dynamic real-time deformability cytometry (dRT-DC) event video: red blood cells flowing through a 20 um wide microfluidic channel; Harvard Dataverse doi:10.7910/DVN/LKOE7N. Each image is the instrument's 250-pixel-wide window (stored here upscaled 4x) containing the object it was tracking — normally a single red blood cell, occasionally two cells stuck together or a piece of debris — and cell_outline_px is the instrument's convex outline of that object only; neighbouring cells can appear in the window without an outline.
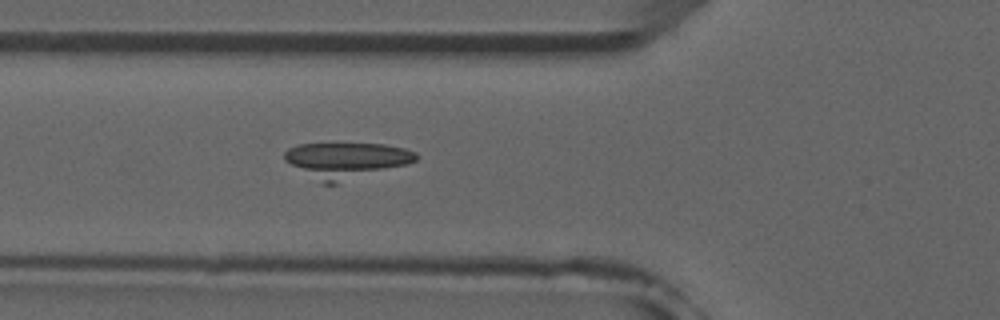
{"species": "common noctule bat (a hibernating species)", "species_latin": "Nyctalus noctula", "temperature_condition": "room temperature", "stored_images_in_passage": 6, "camera_frame_rate_fps": 3000, "um_per_image_px": 0.085, "animal": {"sex": "male", "forearm_length_mm": 52.5}, "frame": {"image": 1, "passage_image": 6, "time_ms": 5.667, "image_size_px": [1000, 320], "cell_outline_px": [[416, 160], [408, 164], [336, 184], [324, 184], [284, 160], [284, 152], [288, 148], [296, 144], [384, 144], [404, 148], [416, 152]], "centroid_in_image_um": [29.44, 13.62], "position_along_channel_um": 96.4, "area_um2": 27.11}}